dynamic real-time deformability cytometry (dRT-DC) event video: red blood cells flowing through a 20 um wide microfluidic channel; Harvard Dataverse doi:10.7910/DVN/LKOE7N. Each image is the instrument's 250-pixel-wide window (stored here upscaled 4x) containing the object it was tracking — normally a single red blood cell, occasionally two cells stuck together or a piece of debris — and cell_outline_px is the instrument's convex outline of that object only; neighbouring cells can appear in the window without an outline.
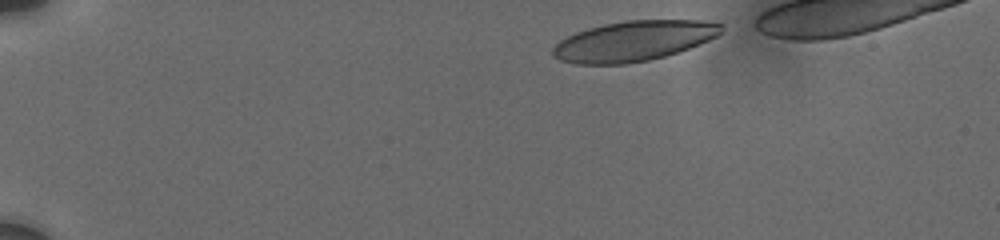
{"species": "human", "species_latin": "Homo sapiens", "temperature_condition": "cold", "stored_images_in_passage": 12, "camera_frame_rate_fps": 3000, "um_per_image_px": 0.085, "donor": {"sex": "male"}, "frame": {"image": 1, "passage_image": 1, "time_ms": 0.0, "image_size_px": [1000, 240], "cell_outline_px": [[724, 28], [716, 36], [708, 40], [688, 48], [664, 56], [648, 60], [624, 64], [576, 64], [560, 60], [552, 56], [552, 48], [560, 40], [576, 32], [588, 28], [604, 24], [624, 20], [700, 20], [724, 24]], "centroid_in_image_um": [53.83, 3.48], "position_along_channel_um": 31.2, "area_um2": 39.3}}
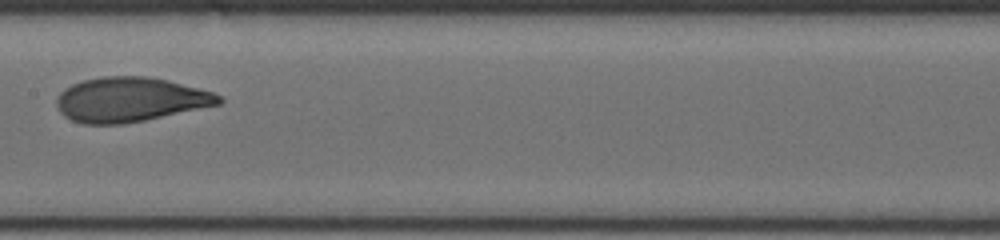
{"frame": {"image": 2, "passage_image": 7, "time_ms": 7.0, "image_size_px": [1000, 240], "cell_outline_px": [[224, 100], [220, 104], [144, 120], [124, 124], [84, 124], [72, 120], [64, 116], [60, 112], [56, 104], [56, 100], [60, 92], [64, 88], [72, 84], [84, 80], [104, 76], [148, 76], [168, 80], [212, 92], [220, 96]], "centroid_in_image_um": [11.03, 8.46], "position_along_channel_um": 196.4, "area_um2": 41.96}}
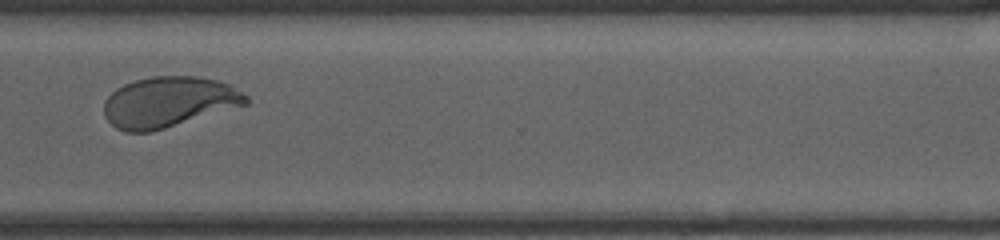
{"frame": {"image": 3, "passage_image": 11, "time_ms": 11.333, "image_size_px": [1000, 240], "cell_outline_px": [[248, 104], [152, 132], [124, 132], [116, 128], [104, 116], [104, 100], [116, 88], [124, 84], [136, 80], [152, 76], [200, 76], [232, 84], [248, 96]], "centroid_in_image_um": [14.35, 8.67], "position_along_channel_um": 356.2, "area_um2": 42.14}, "authors_computed_cell_mechanics": {"area_um2": 41.0958, "velocity_mm_per_s": 3.6976, "shape_relaxation_time_tau1_ms": 4.6704, "shape_relaxation_time_tau2_ms": 0.5859, "deformation_change_tau1": 0.1743, "deformation_change_tau2": 0.046}}